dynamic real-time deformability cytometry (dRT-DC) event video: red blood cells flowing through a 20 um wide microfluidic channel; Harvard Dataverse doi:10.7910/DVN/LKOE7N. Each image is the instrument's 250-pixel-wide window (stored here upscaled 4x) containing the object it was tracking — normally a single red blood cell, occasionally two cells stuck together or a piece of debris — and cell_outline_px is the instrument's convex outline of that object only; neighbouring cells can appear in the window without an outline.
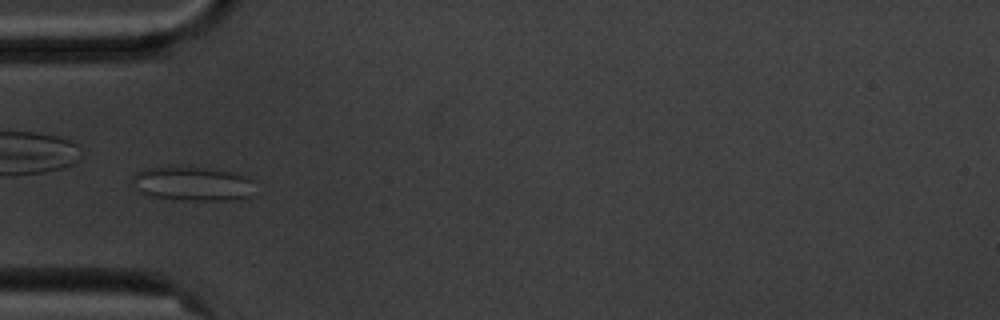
{"species": "common noctule bat (a hibernating species)", "species_latin": "Nyctalus noctula", "temperature_condition": "cold", "stored_images_in_passage": 10, "camera_frame_rate_fps": 3000, "um_per_image_px": 0.085, "animal": {"sex": "male", "body_mass_g": 20.1, "forearm_length_mm": 53.5}, "frame": {"image": 1, "passage_image": 5, "time_ms": 5.333, "image_size_px": [1000, 320], "cell_outline_px": [[252, 196], [232, 200], [172, 200], [148, 196], [136, 192], [132, 184], [132, 176], [136, 172], [144, 168], [208, 168], [232, 172], [248, 176], [252, 180]], "centroid_in_image_um": [16.31, 15.65], "position_along_channel_um": 68.7, "area_um2": 24.62}}
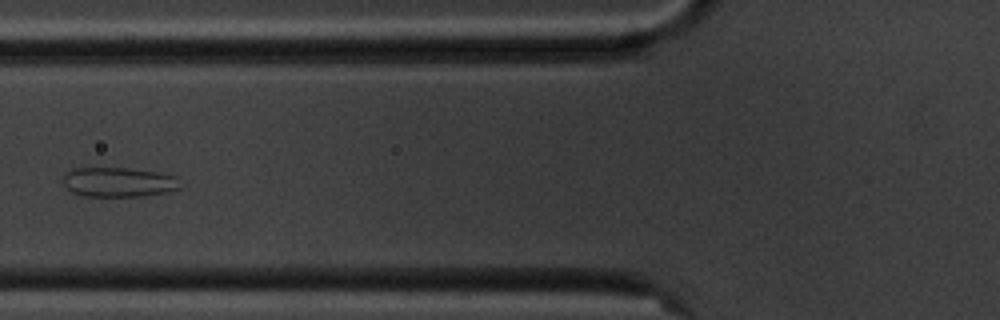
{"frame": {"image": 2, "passage_image": 6, "time_ms": 6.667, "image_size_px": [1000, 320], "cell_outline_px": [[180, 188], [164, 192], [144, 196], [84, 196], [72, 192], [64, 184], [64, 176], [72, 168], [128, 168], [156, 172], [176, 176]], "centroid_in_image_um": [10.07, 15.48], "position_along_channel_um": 115.7, "area_um2": 19.94}}
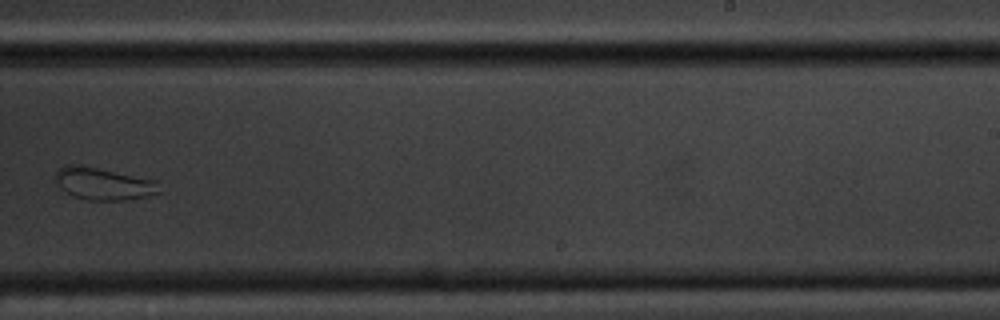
{"frame": {"image": 3, "passage_image": 10, "time_ms": 11.333, "image_size_px": [1000, 320], "cell_outline_px": [[160, 192], [148, 196], [124, 200], [88, 200], [76, 196], [60, 188], [56, 184], [56, 172], [60, 168], [68, 164], [80, 164], [156, 180]], "centroid_in_image_um": [8.79, 15.61], "position_along_channel_um": 280.2, "area_um2": 19.36}}